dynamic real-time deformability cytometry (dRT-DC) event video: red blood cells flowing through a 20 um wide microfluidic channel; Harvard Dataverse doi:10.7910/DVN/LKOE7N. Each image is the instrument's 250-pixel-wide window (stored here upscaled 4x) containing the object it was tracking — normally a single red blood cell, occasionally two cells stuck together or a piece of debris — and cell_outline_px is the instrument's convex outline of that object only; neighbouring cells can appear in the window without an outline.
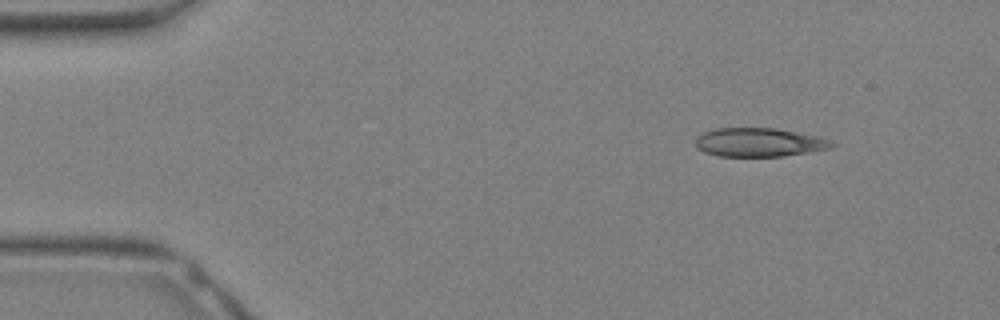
{"species": "Egyptian fruit bat (a non-hibernating species)", "species_latin": "Rousettus aegyptiacus", "temperature_condition": "warm", "stored_images_in_passage": 32, "segment_of_instrument_passage": [1, 2], "camera_frame_rate_fps": 3000, "um_per_image_px": 0.085, "animal": {"sex": "female"}, "frame": {"image": 1, "passage_image": 3, "time_ms": 0.667, "image_size_px": [1000, 320], "cell_outline_px": [[836, 144], [828, 148], [808, 152], [784, 156], [720, 156], [704, 152], [696, 144], [696, 136], [704, 132], [716, 128], [776, 128], [816, 136], [832, 140]], "centroid_in_image_um": [64.52, 12.09], "position_along_channel_um": 20.5, "area_um2": 22.6}}
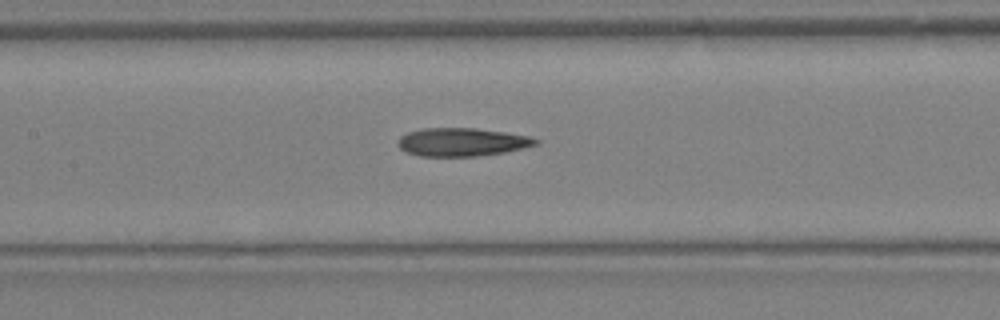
{"frame": {"image": 2, "passage_image": 14, "time_ms": 4.333, "image_size_px": [1000, 320], "cell_outline_px": [[540, 144], [524, 148], [504, 152], [476, 156], [420, 156], [408, 152], [400, 148], [396, 144], [400, 136], [408, 132], [424, 128], [472, 128], [504, 132], [528, 136], [540, 140]], "centroid_in_image_um": [39.27, 12.07], "position_along_channel_um": 168.1, "area_um2": 22.6}}
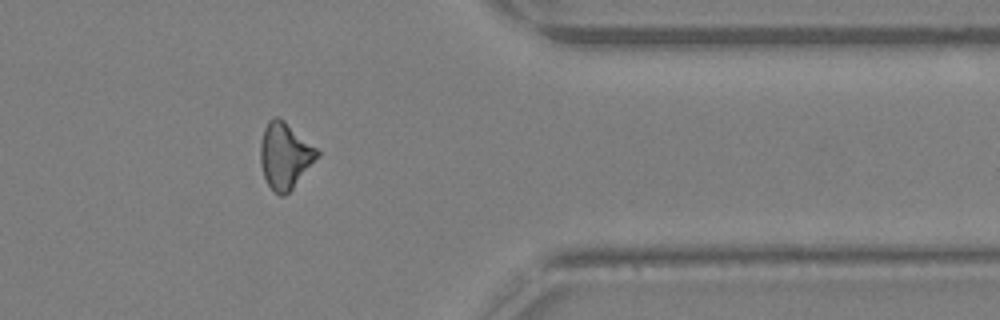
{"frame": {"image": 3, "passage_image": 25, "time_ms": 8.0, "image_size_px": [1000, 320], "cell_outline_px": [[320, 152], [292, 188], [284, 196], [280, 196], [268, 184], [264, 176], [260, 164], [260, 144], [264, 128], [268, 120], [272, 116], [276, 116], [284, 120], [316, 148]], "centroid_in_image_um": [24.17, 13.19], "position_along_channel_um": 387.2, "area_um2": 21.33}}